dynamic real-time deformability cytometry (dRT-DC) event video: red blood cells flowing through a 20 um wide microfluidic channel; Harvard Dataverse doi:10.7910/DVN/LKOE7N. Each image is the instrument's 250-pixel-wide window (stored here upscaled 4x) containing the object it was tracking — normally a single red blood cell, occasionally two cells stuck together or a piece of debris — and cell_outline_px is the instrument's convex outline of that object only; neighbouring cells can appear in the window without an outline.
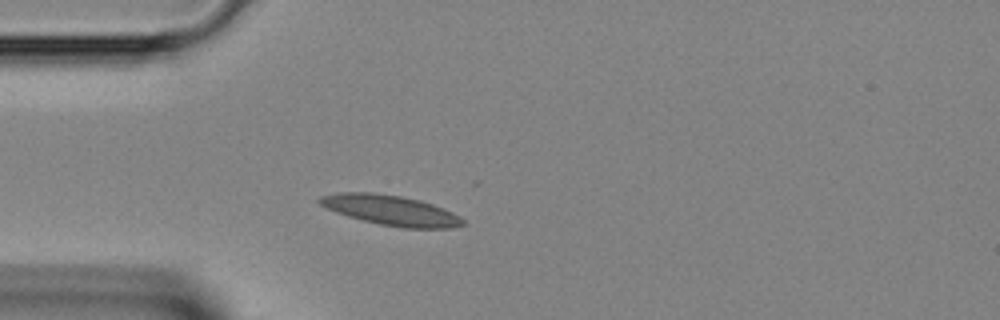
{"species": "Egyptian fruit bat (a non-hibernating species)", "species_latin": "Rousettus aegyptiacus", "temperature_condition": "room temperature", "stored_images_in_passage": 31, "camera_frame_rate_fps": 3000, "um_per_image_px": 0.085, "animal": {"sex": "female"}, "frame": {"image": 1, "passage_image": 4, "time_ms": 1.0, "image_size_px": [1000, 320], "cell_outline_px": [[464, 224], [452, 228], [404, 228], [380, 224], [348, 216], [336, 212], [320, 204], [316, 200], [320, 196], [340, 192], [372, 192], [400, 196], [420, 200], [444, 208], [460, 216], [464, 220]], "centroid_in_image_um": [33.23, 17.86], "position_along_channel_um": 51.8, "area_um2": 24.97}}
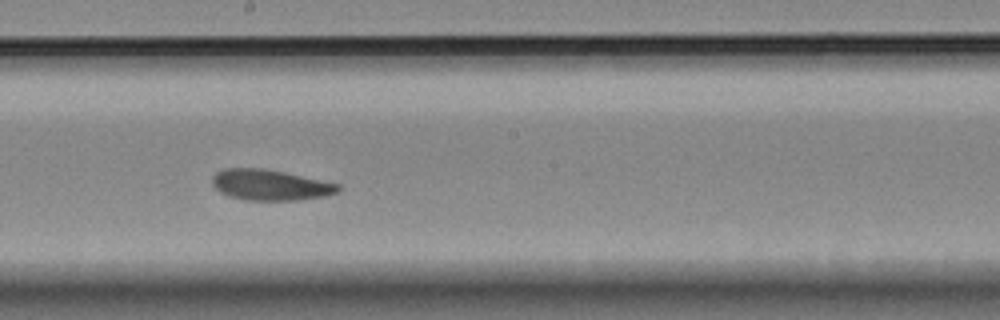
{"frame": {"image": 2, "passage_image": 15, "time_ms": 4.667, "image_size_px": [1000, 320], "cell_outline_px": [[340, 192], [328, 196], [296, 200], [244, 200], [228, 196], [220, 192], [212, 184], [212, 176], [216, 172], [224, 168], [260, 168], [284, 172], [340, 184]], "centroid_in_image_um": [22.97, 15.73], "position_along_channel_um": 225.2, "area_um2": 22.66}}
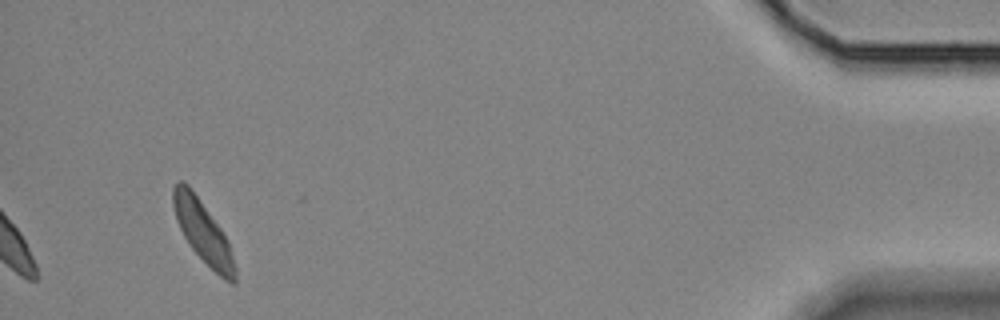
{"frame": {"image": 3, "passage_image": 31, "time_ms": 10.0, "image_size_px": [1000, 320], "cell_outline_px": [[236, 280], [232, 284], [224, 280], [192, 248], [184, 236], [176, 220], [172, 204], [172, 188], [180, 180], [188, 184], [220, 228], [228, 240], [236, 268]], "centroid_in_image_um": [17.24, 19.7], "position_along_channel_um": 418.0, "area_um2": 21.79}}